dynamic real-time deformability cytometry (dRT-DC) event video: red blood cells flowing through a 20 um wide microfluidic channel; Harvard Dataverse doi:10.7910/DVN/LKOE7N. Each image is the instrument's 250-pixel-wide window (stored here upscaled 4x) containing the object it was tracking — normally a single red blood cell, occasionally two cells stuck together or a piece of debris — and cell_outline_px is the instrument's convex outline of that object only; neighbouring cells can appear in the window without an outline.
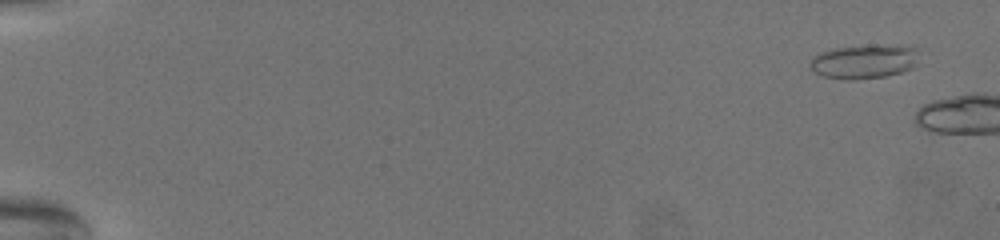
{"species": "common noctule bat (a hibernating species)", "species_latin": "Nyctalus noctula", "temperature_condition": "warm", "stored_images_in_passage": 11, "camera_frame_rate_fps": 3000, "um_per_image_px": 0.085, "animal": {"sex": "female", "body_mass_g": 19.5, "forearm_length_mm": 54.1}, "frame": {"image": 1, "passage_image": 5, "time_ms": 1.333, "image_size_px": [1000, 240], "cell_outline_px": [[916, 48], [912, 68], [900, 72], [884, 76], [824, 76], [816, 72], [808, 64], [812, 56], [820, 52], [832, 48], [872, 44]], "centroid_in_image_um": [73.37, 5.16], "position_along_channel_um": 11.6, "area_um2": 20.35}}